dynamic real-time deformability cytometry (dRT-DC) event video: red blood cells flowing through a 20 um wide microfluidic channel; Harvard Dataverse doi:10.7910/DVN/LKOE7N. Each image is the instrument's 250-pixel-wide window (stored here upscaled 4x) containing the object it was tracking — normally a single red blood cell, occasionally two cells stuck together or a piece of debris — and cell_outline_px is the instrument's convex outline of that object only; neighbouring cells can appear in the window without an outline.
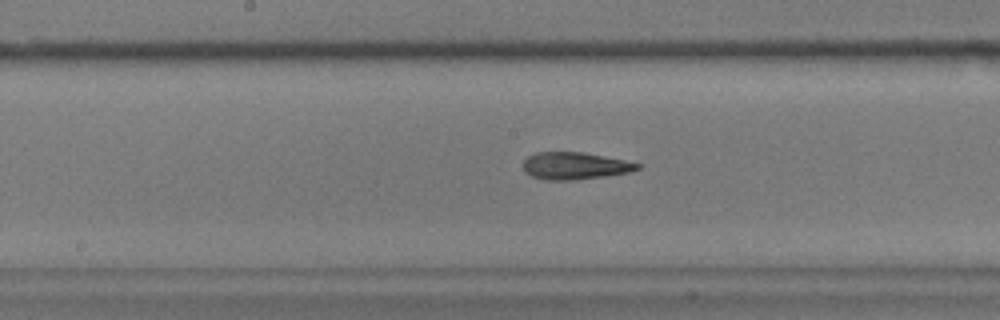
{"species": "common noctule bat (a hibernating species)", "species_latin": "Nyctalus noctula", "temperature_condition": "warm", "stored_images_in_passage": 37, "camera_frame_rate_fps": 3000, "um_per_image_px": 0.085, "animal": {"sex": "male", "body_mass_g": 17.9}, "frame": {"image": 1, "passage_image": 11, "time_ms": 3.333, "image_size_px": [1000, 320], "cell_outline_px": [[644, 164], [640, 168], [632, 172], [604, 176], [572, 180], [544, 180], [532, 176], [524, 172], [524, 160], [528, 156], [536, 152], [580, 152], [604, 156]], "centroid_in_image_um": [48.88, 14.1], "position_along_channel_um": 199.3, "area_um2": 18.15}}
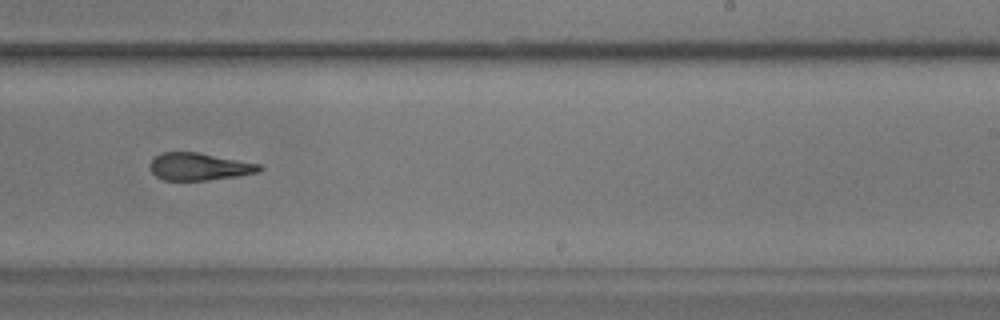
{"frame": {"image": 2, "passage_image": 17, "time_ms": 5.333, "image_size_px": [1000, 320], "cell_outline_px": [[264, 168], [260, 172], [236, 176], [208, 180], [164, 180], [156, 176], [152, 172], [148, 164], [160, 152], [196, 152], [260, 164]], "centroid_in_image_um": [16.92, 14.16], "position_along_channel_um": 272.1, "area_um2": 17.4}}
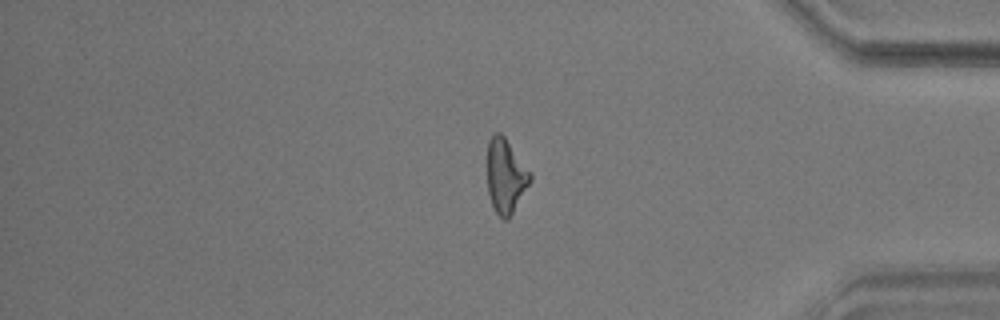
{"frame": {"image": 3, "passage_image": 29, "time_ms": 9.333, "image_size_px": [1000, 320], "cell_outline_px": [[532, 180], [508, 220], [504, 220], [496, 212], [492, 204], [488, 192], [488, 140], [496, 132], [500, 132], [504, 136], [532, 172]], "centroid_in_image_um": [43.01, 14.95], "position_along_channel_um": 392.2, "area_um2": 18.55}}